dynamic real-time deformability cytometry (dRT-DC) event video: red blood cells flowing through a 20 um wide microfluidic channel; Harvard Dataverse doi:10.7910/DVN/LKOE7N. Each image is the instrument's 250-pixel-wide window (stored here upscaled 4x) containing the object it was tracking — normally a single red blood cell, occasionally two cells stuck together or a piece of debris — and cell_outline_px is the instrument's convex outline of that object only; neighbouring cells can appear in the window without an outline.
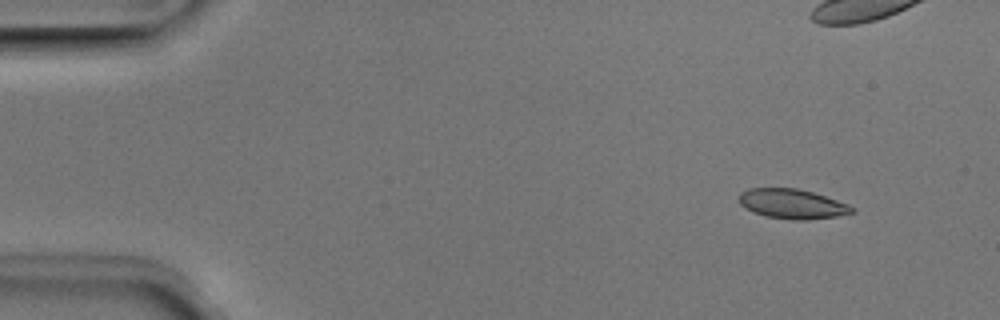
{"species": "Egyptian fruit bat (a non-hibernating species)", "species_latin": "Rousettus aegyptiacus", "temperature_condition": "room temperature", "stored_images_in_passage": 48, "camera_frame_rate_fps": 3000, "um_per_image_px": 0.085, "animal": {"sex": "male"}, "frame": {"image": 1, "passage_image": 1, "time_ms": 0.0, "image_size_px": [1000, 320], "cell_outline_px": [[856, 212], [836, 216], [808, 220], [792, 220], [764, 216], [752, 212], [744, 208], [740, 204], [740, 192], [748, 188], [796, 188], [812, 192], [848, 204], [856, 208]], "centroid_in_image_um": [67.33, 17.34], "position_along_channel_um": 17.7, "area_um2": 19.65}}
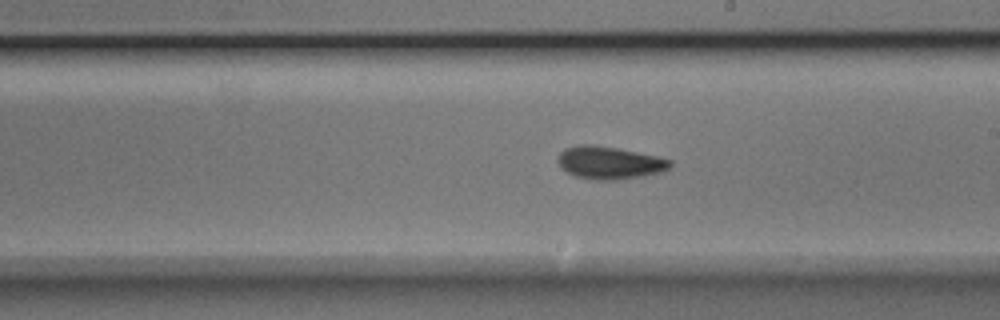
{"frame": {"image": 2, "passage_image": 25, "time_ms": 8.0, "image_size_px": [1000, 320], "cell_outline_px": [[672, 164], [668, 168], [660, 172], [644, 176], [616, 180], [596, 180], [576, 176], [560, 168], [556, 160], [560, 152], [564, 148], [580, 144], [592, 144], [616, 148], [656, 156], [672, 160]], "centroid_in_image_um": [51.76, 13.83], "position_along_channel_um": 237.2, "area_um2": 21.39}}
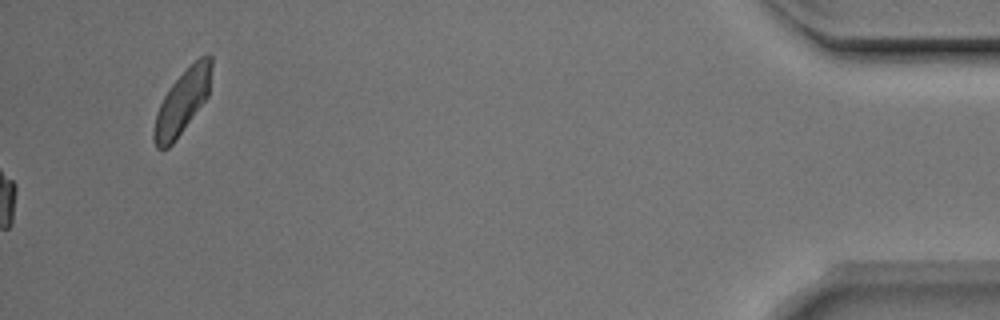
{"frame": {"image": 3, "passage_image": 48, "time_ms": 15.667, "image_size_px": [1000, 320], "cell_outline_px": [[212, 64], [208, 96], [172, 144], [168, 148], [156, 148], [152, 140], [152, 132], [156, 112], [164, 96], [172, 84], [200, 56], [212, 56]], "centroid_in_image_um": [15.46, 8.7], "position_along_channel_um": 419.7, "area_um2": 20.98}, "authors_computed_cell_mechanics": {"area_um2": 20.0277, "velocity_mm_per_s": 3.9838, "shape_relaxation_time_tau1_ms": 2.0725, "shape_relaxation_time_tau2_ms": 2.1793, "deformation_change_tau1": 0.116, "deformation_change_tau2": 0.0837}}